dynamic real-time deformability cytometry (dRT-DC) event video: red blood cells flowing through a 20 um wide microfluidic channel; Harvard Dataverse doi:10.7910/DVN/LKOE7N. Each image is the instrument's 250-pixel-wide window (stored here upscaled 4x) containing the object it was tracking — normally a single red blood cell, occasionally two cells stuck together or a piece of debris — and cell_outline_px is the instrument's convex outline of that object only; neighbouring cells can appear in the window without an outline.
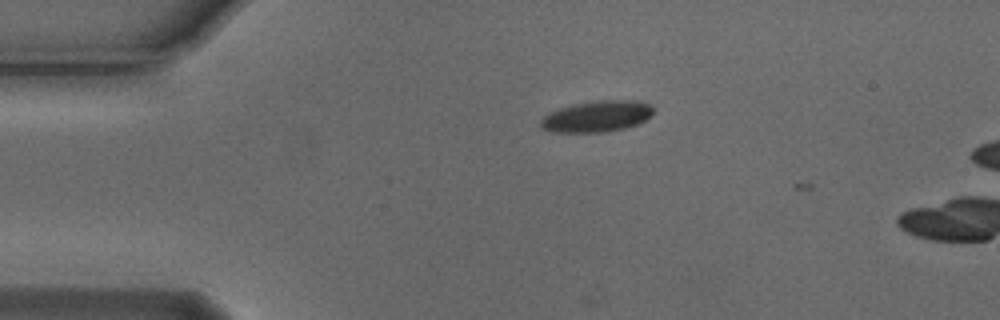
{"species": "Egyptian fruit bat (a non-hibernating species)", "species_latin": "Rousettus aegyptiacus", "temperature_condition": "cold", "stored_images_in_passage": 3, "camera_frame_rate_fps": 3000, "um_per_image_px": 0.085, "animal": {"sex": "male"}, "frame": {"image": 1, "passage_image": 1, "time_ms": 0.0, "image_size_px": [1000, 320], "cell_outline_px": [[652, 116], [640, 124], [624, 128], [600, 132], [552, 132], [540, 128], [540, 120], [548, 112], [560, 108], [576, 104], [596, 100], [636, 100], [652, 104]], "centroid_in_image_um": [50.75, 9.89], "position_along_channel_um": 34.3, "area_um2": 20.63}}